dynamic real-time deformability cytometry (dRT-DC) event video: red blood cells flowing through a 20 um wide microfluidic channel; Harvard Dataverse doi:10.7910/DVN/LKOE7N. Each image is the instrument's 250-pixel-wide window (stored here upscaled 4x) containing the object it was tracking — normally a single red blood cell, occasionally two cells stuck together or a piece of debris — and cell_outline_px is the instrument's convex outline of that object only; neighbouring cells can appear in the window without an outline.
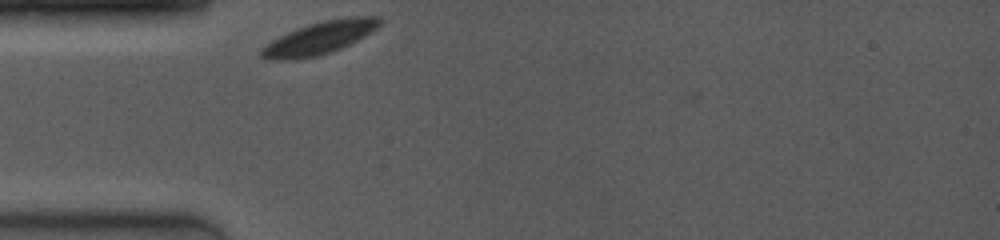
{"species": "common noctule bat (a hibernating species)", "species_latin": "Nyctalus noctula", "temperature_condition": "room temperature", "stored_images_in_passage": 19, "camera_frame_rate_fps": 4000, "um_per_image_px": 0.085, "animal": {"sex": "female", "body_mass_g": 19.0, "forearm_length_mm": 53.3}, "frame": {"image": 1, "passage_image": 1, "time_ms": 0.0, "image_size_px": [1000, 240], "cell_outline_px": [[380, 24], [372, 32], [340, 48], [316, 56], [284, 60], [268, 60], [260, 56], [260, 48], [272, 40], [296, 28], [308, 24], [324, 20], [348, 16], [380, 16]], "centroid_in_image_um": [27.13, 3.2], "position_along_channel_um": 57.9, "area_um2": 22.25}}
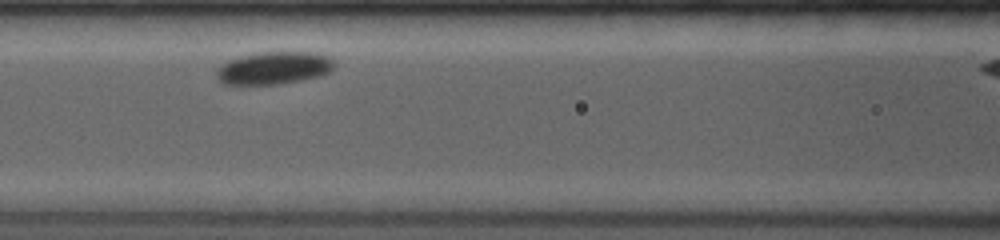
{"frame": {"image": 2, "passage_image": 12, "time_ms": 2.5, "image_size_px": [1000, 240], "cell_outline_px": [[336, 64], [332, 72], [320, 76], [280, 84], [224, 84], [216, 80], [216, 68], [224, 60], [236, 56], [252, 52], [316, 52], [332, 56], [336, 60]], "centroid_in_image_um": [23.28, 5.75], "position_along_channel_um": 143.3, "area_um2": 23.29}}
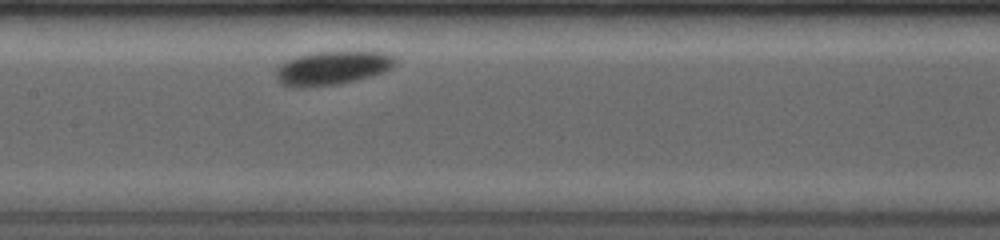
{"frame": {"image": 3, "passage_image": 17, "time_ms": 3.5, "image_size_px": [1000, 240], "cell_outline_px": [[400, 60], [392, 68], [384, 72], [372, 76], [356, 80], [336, 84], [300, 88], [292, 88], [280, 84], [276, 80], [276, 64], [284, 60], [296, 56], [312, 52], [388, 52], [400, 56]], "centroid_in_image_um": [28.25, 5.77], "position_along_channel_um": 179.1, "area_um2": 24.22}}